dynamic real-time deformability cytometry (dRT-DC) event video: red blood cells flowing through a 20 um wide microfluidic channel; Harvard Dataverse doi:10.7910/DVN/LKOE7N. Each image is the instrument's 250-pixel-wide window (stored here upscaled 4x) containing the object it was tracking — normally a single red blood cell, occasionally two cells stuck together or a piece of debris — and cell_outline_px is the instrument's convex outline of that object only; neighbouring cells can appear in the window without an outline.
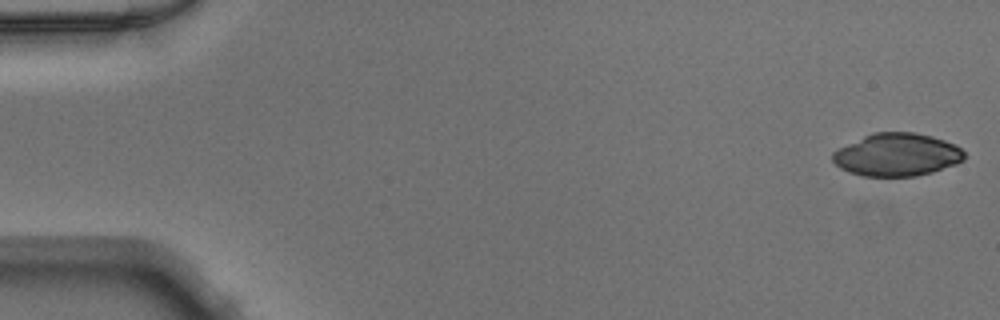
{"species": "Egyptian fruit bat (a non-hibernating species)", "species_latin": "Rousettus aegyptiacus", "temperature_condition": "warm", "stored_images_in_passage": 49, "camera_frame_rate_fps": 3000, "um_per_image_px": 0.085, "animal": {"sex": "male"}, "frame": {"image": 1, "passage_image": 1, "time_ms": 0.0, "image_size_px": [1000, 320], "cell_outline_px": [[964, 160], [956, 164], [932, 172], [916, 176], [864, 176], [848, 172], [840, 168], [832, 160], [832, 152], [836, 148], [872, 132], [916, 132], [932, 136], [944, 140], [960, 148], [964, 152]], "centroid_in_image_um": [76.2, 13.14], "position_along_channel_um": 8.8, "area_um2": 33.0}}
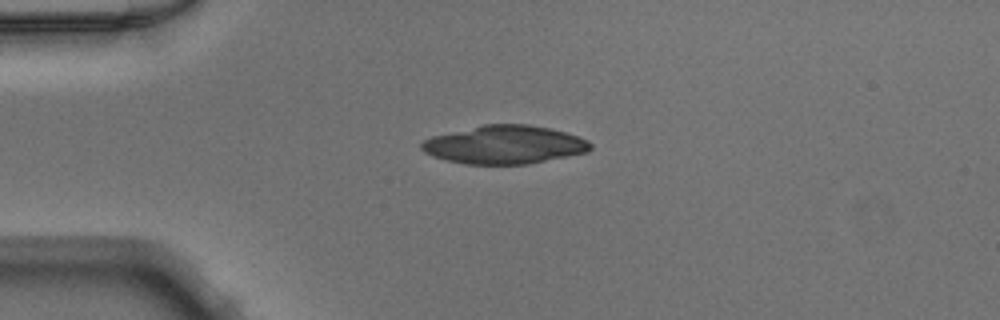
{"frame": {"image": 2, "passage_image": 12, "time_ms": 3.667, "image_size_px": [1000, 320], "cell_outline_px": [[592, 148], [588, 152], [528, 164], [464, 164], [444, 160], [432, 156], [424, 152], [420, 148], [420, 144], [424, 140], [432, 136], [484, 124], [528, 124], [552, 128], [580, 136], [588, 140], [592, 144]], "centroid_in_image_um": [42.9, 12.3], "position_along_channel_um": 42.1, "area_um2": 38.03}}